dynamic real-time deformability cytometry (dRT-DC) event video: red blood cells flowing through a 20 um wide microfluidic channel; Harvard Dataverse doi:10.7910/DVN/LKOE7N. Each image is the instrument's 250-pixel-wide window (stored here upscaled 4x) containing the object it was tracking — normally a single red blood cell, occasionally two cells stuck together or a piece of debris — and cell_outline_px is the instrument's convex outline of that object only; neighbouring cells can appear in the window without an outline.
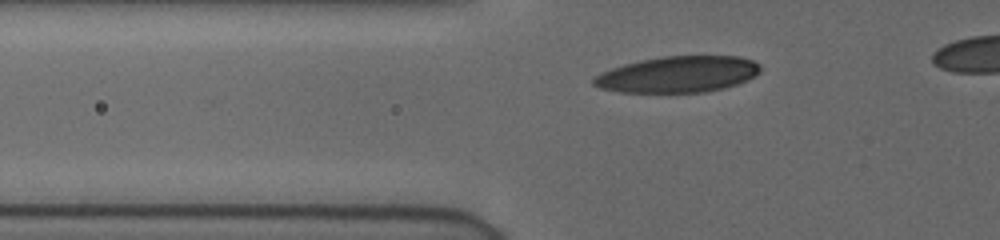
{"species": "human", "species_latin": "Homo sapiens", "temperature_condition": "cold", "stored_images_in_passage": 39, "camera_frame_rate_fps": 3000, "um_per_image_px": 0.085, "donor": {"sex": "female"}, "frame": {"image": 1, "passage_image": 9, "time_ms": 2.667, "image_size_px": [1000, 240], "cell_outline_px": [[760, 72], [748, 80], [724, 88], [704, 92], [620, 92], [600, 88], [592, 84], [592, 80], [600, 72], [624, 64], [640, 60], [664, 56], [740, 56], [752, 60], [760, 64]], "centroid_in_image_um": [57.63, 6.32], "position_along_channel_um": 68.2, "area_um2": 35.2}}
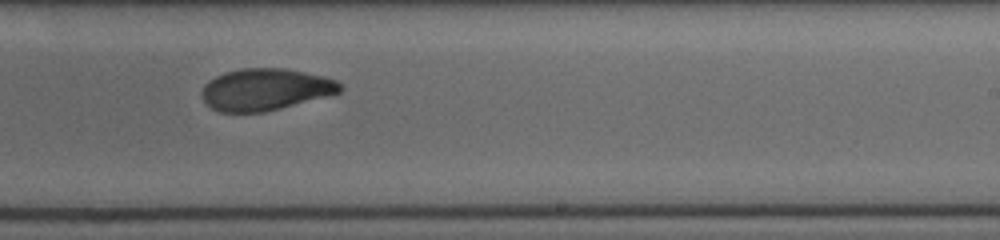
{"frame": {"image": 2, "passage_image": 25, "time_ms": 8.0, "image_size_px": [1000, 240], "cell_outline_px": [[344, 88], [340, 92], [280, 108], [264, 112], [220, 112], [212, 108], [204, 100], [200, 92], [204, 84], [208, 80], [224, 72], [240, 68], [284, 68], [324, 76], [336, 80]], "centroid_in_image_um": [22.52, 7.59], "position_along_channel_um": 266.5, "area_um2": 33.58}}
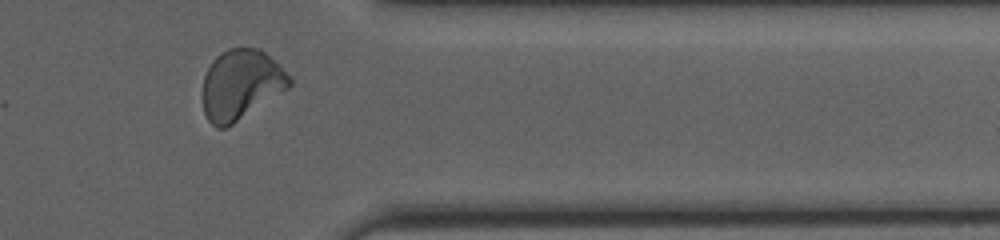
{"frame": {"image": 3, "passage_image": 35, "time_ms": 11.333, "image_size_px": [1000, 240], "cell_outline_px": [[292, 84], [288, 88], [232, 124], [224, 128], [216, 128], [208, 120], [204, 112], [204, 76], [212, 60], [216, 56], [228, 48], [260, 48], [292, 80]], "centroid_in_image_um": [20.45, 7.19], "position_along_channel_um": 391.0, "area_um2": 34.56}}